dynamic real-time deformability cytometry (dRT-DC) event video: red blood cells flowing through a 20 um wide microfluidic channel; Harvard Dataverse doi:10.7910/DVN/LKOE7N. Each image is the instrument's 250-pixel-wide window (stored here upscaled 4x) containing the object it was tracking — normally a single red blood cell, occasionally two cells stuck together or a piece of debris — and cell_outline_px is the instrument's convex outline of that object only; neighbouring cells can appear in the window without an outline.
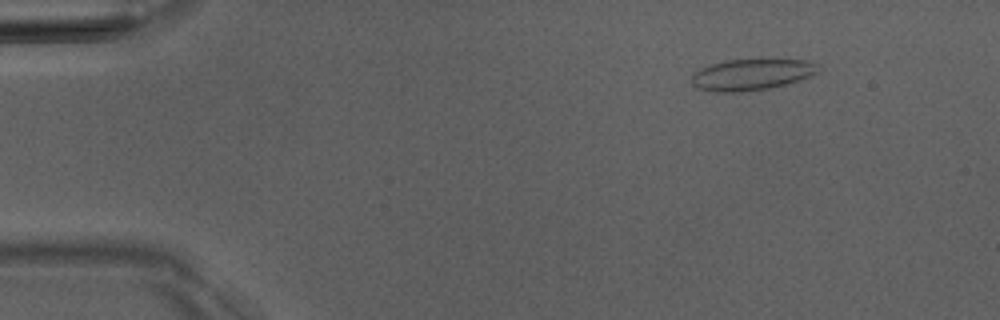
{"species": "Egyptian fruit bat (a non-hibernating species)", "species_latin": "Rousettus aegyptiacus", "temperature_condition": "room temperature", "stored_images_in_passage": 6, "camera_frame_rate_fps": 3000, "um_per_image_px": 0.085, "animal": {"sex": "male"}, "frame": {"image": 1, "passage_image": 2, "time_ms": 1.0, "image_size_px": [1000, 320], "cell_outline_px": [[816, 72], [808, 76], [784, 84], [768, 88], [740, 92], [716, 92], [700, 88], [692, 84], [692, 72], [700, 68], [712, 64], [728, 60], [804, 60], [816, 64]], "centroid_in_image_um": [63.79, 6.34], "position_along_channel_um": 21.2, "area_um2": 22.37}}
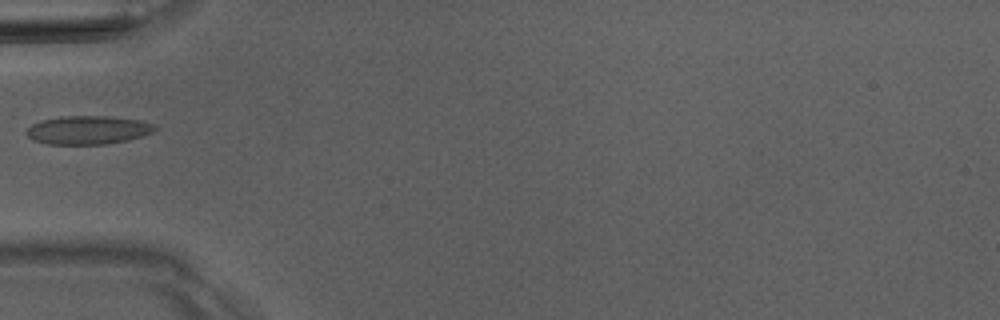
{"frame": {"image": 2, "passage_image": 5, "time_ms": 4.667, "image_size_px": [1000, 320], "cell_outline_px": [[156, 128], [152, 132], [144, 136], [128, 140], [104, 144], [48, 144], [36, 140], [28, 136], [24, 132], [32, 124], [44, 120], [64, 116], [108, 116], [140, 120], [156, 124]], "centroid_in_image_um": [7.52, 11.05], "position_along_channel_um": 77.5, "area_um2": 21.21}}